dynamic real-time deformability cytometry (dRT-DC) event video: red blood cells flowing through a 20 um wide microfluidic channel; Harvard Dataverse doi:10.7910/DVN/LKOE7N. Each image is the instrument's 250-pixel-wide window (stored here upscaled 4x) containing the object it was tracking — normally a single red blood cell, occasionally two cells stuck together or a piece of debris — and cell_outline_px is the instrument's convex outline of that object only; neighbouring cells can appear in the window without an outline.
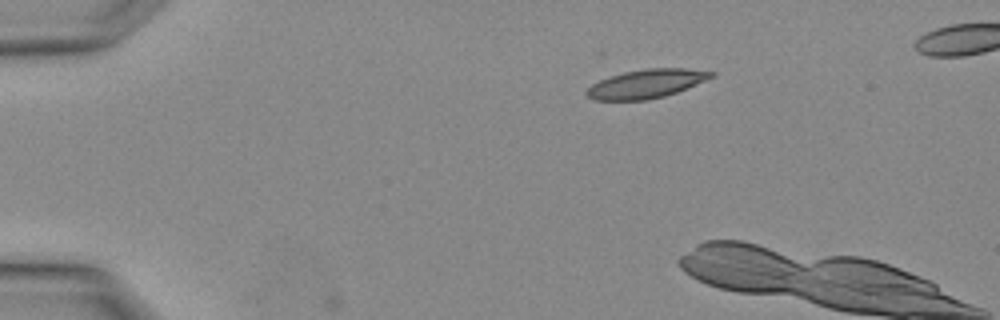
{"species": "Egyptian fruit bat (a non-hibernating species)", "species_latin": "Rousettus aegyptiacus", "temperature_condition": "warm", "stored_images_in_passage": 2, "camera_frame_rate_fps": 3000, "um_per_image_px": 0.085, "animal": {"sex": "female"}, "frame": {"image": 1, "passage_image": 2, "time_ms": 0.333, "image_size_px": [1000, 320], "cell_outline_px": [[716, 76], [688, 88], [664, 96], [648, 100], [592, 100], [584, 92], [592, 84], [600, 80], [624, 72], [644, 68], [684, 68], [716, 72]], "centroid_in_image_um": [54.97, 7.12], "position_along_channel_um": 30.0, "area_um2": 20.92}}